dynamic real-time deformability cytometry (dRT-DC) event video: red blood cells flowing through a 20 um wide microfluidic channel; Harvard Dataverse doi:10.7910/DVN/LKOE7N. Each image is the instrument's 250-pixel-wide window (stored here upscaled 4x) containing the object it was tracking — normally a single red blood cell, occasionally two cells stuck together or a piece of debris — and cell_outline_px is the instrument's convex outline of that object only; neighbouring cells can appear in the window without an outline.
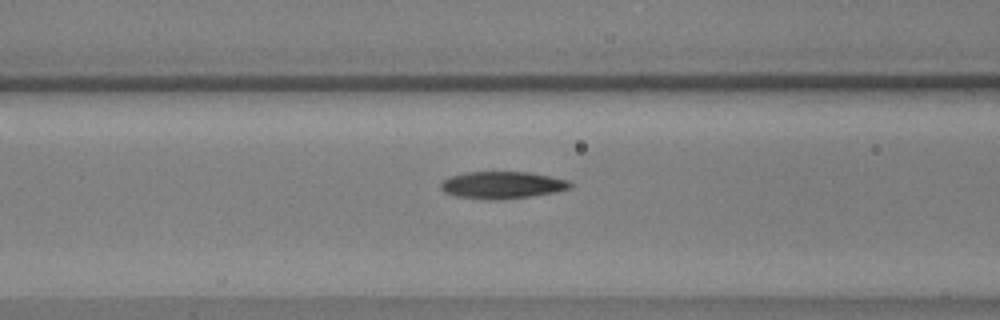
{"species": "common noctule bat (a hibernating species)", "species_latin": "Nyctalus noctula", "temperature_condition": "warm", "stored_images_in_passage": 56, "camera_frame_rate_fps": 3000, "um_per_image_px": 0.085, "animal": {"sex": "male", "body_mass_g": 17.9, "forearm_length_mm": 54.2}, "frame": {"image": 1, "passage_image": 23, "time_ms": 7.333, "image_size_px": [1000, 320], "cell_outline_px": [[572, 188], [556, 192], [532, 196], [496, 200], [484, 200], [456, 196], [444, 192], [440, 188], [440, 184], [448, 176], [464, 172], [528, 172], [568, 180], [572, 184]], "centroid_in_image_um": [42.66, 15.73], "position_along_channel_um": 123.9, "area_um2": 20.63}}
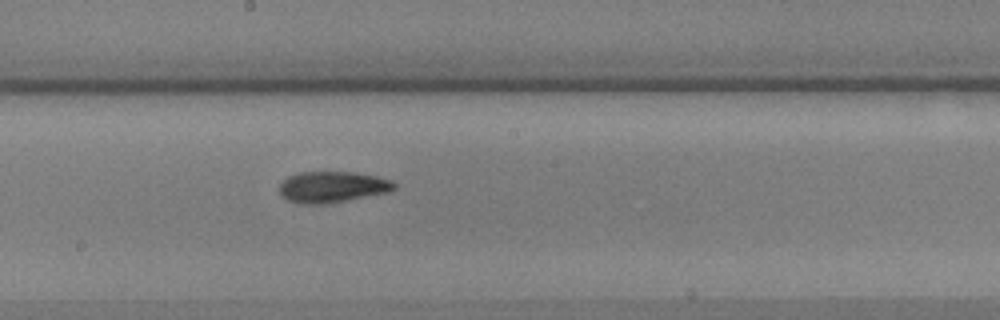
{"frame": {"image": 2, "passage_image": 31, "time_ms": 10.0, "image_size_px": [1000, 320], "cell_outline_px": [[396, 188], [388, 192], [328, 204], [304, 204], [284, 200], [280, 196], [280, 184], [288, 176], [300, 172], [352, 172], [376, 176], [392, 180], [396, 184]], "centroid_in_image_um": [28.23, 15.9], "position_along_channel_um": 220.0, "area_um2": 20.98}}
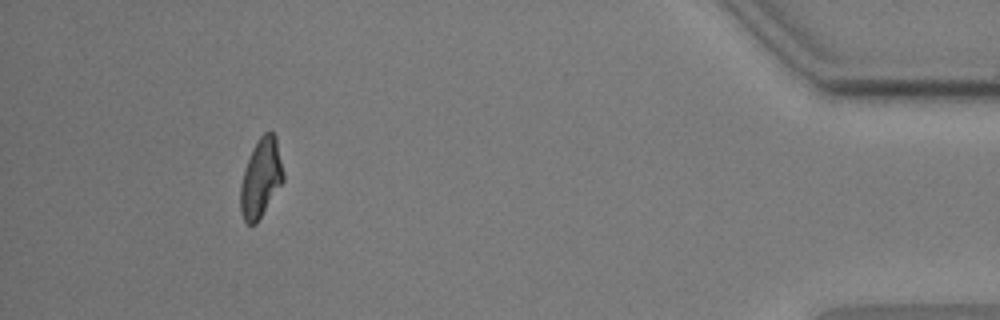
{"frame": {"image": 3, "passage_image": 52, "time_ms": 17.0, "image_size_px": [1000, 320], "cell_outline_px": [[284, 180], [256, 224], [248, 224], [244, 220], [240, 212], [240, 184], [244, 168], [252, 148], [256, 140], [264, 132], [272, 132], [276, 136], [284, 172]], "centroid_in_image_um": [22.16, 15.11], "position_along_channel_um": 413.0, "area_um2": 19.83}, "authors_computed_cell_mechanics": {"area_um2": 19.941, "velocity_mm_per_s": 3.603, "shape_relaxation_time_tau1_ms": 4.7085, "shape_relaxation_time_tau2_ms": 3.3813, "deformation_change_tau1": 0.194, "deformation_change_tau2": 0.0906}}